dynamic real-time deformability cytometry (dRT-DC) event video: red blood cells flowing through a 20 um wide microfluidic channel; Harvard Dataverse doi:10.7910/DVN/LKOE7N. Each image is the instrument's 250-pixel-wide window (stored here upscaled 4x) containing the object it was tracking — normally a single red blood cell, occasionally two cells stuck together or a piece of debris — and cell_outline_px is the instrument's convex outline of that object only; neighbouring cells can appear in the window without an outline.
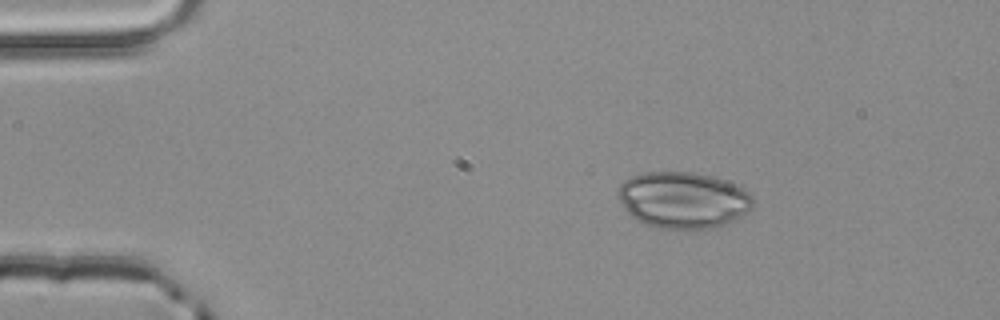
{"species": "common noctule bat (a hibernating species)", "species_latin": "Nyctalus noctula", "temperature_condition": "room temperature", "stored_images_in_passage": 3, "camera_frame_rate_fps": 3000, "um_per_image_px": 0.085, "animal": {"sex": "male", "body_mass_g": 20.4}, "frame": {"image": 1, "passage_image": 1, "time_ms": 0.0, "image_size_px": [1000, 320], "cell_outline_px": [[752, 208], [748, 212], [724, 224], [712, 228], [652, 228], [636, 220], [624, 208], [616, 192], [620, 184], [624, 180], [632, 176], [644, 172], [692, 172], [724, 180], [748, 192], [752, 196]], "centroid_in_image_um": [58.01, 17.0], "position_along_channel_um": 27.0, "area_um2": 44.04}}